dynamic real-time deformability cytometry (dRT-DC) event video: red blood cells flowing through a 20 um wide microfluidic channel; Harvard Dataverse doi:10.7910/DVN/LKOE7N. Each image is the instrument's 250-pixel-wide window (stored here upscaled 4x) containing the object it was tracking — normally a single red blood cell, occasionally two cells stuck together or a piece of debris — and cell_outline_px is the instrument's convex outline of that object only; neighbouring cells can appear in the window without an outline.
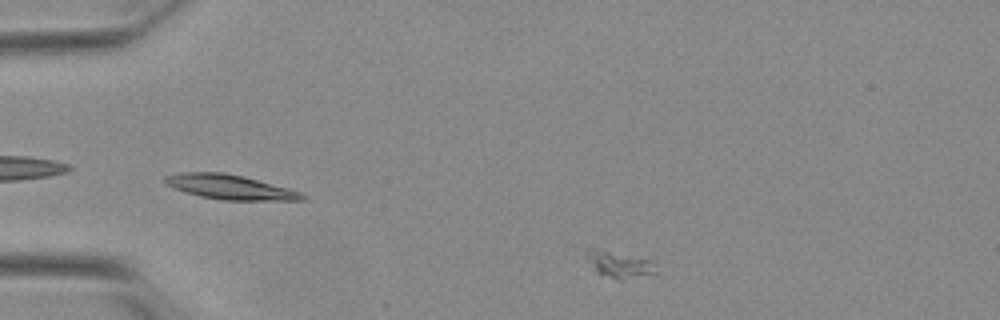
{"species": "Egyptian fruit bat (a non-hibernating species)", "species_latin": "Rousettus aegyptiacus", "temperature_condition": "warm", "stored_images_in_passage": 47, "camera_frame_rate_fps": 3000, "um_per_image_px": 0.085, "animal": {"sex": "female"}, "frame": {"image": 1, "passage_image": 4, "time_ms": 1.0, "image_size_px": [1000, 320], "cell_outline_px": [[656, 272], [620, 280], [616, 280], [596, 272], [588, 260], [584, 252], [588, 248], [592, 248], [652, 260]], "centroid_in_image_um": [52.58, 22.48], "position_along_channel_um": 32.4, "area_um2": 10.35}}
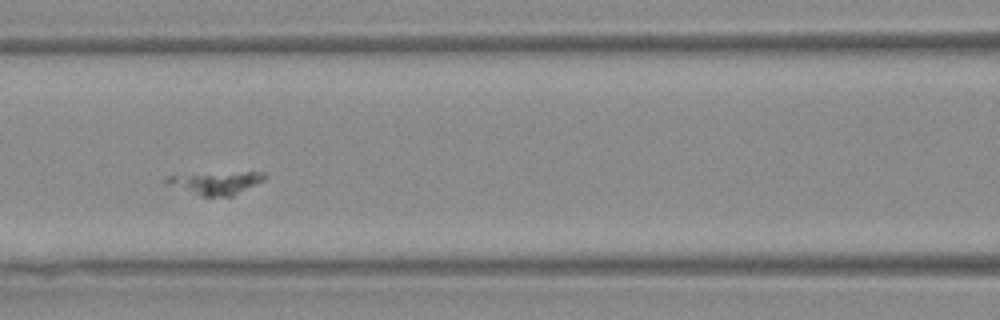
{"frame": {"image": 2, "passage_image": 18, "time_ms": 5.667, "image_size_px": [1000, 320], "cell_outline_px": [[264, 180], [232, 196], [200, 196], [164, 184], [164, 180], [168, 176], [244, 172], [264, 172]], "centroid_in_image_um": [18.31, 15.56], "position_along_channel_um": 148.3, "area_um2": 12.66}}
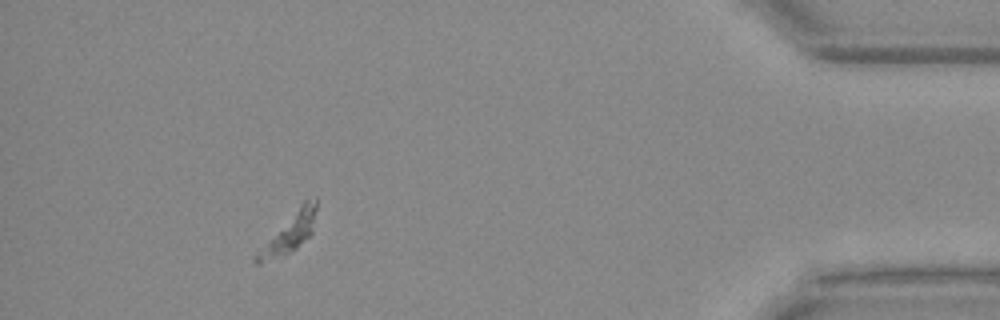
{"frame": {"image": 3, "passage_image": 43, "time_ms": 14.0, "image_size_px": [1000, 320], "cell_outline_px": [[316, 208], [312, 232], [296, 248], [288, 252], [260, 264], [256, 264], [252, 260], [304, 200], [316, 196]], "centroid_in_image_um": [24.66, 19.77], "position_along_channel_um": 410.5, "area_um2": 12.37}}